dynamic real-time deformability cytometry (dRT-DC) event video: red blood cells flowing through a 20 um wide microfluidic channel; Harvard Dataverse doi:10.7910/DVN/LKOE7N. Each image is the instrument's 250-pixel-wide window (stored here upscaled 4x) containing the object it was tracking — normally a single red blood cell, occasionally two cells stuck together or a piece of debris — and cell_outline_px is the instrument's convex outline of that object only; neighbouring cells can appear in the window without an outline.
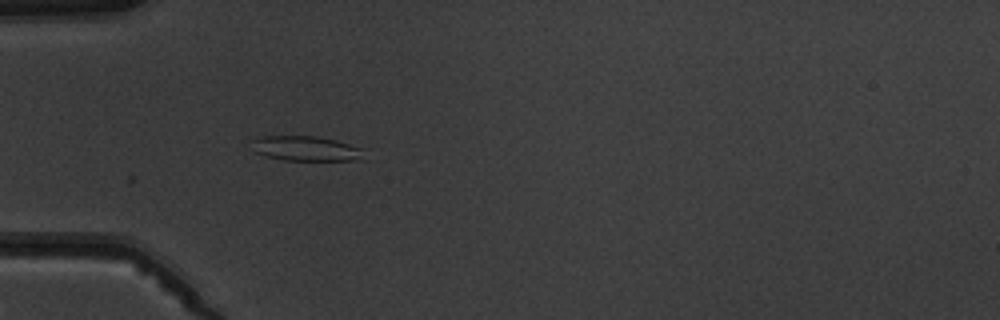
{"species": "common noctule bat (a hibernating species)", "species_latin": "Nyctalus noctula", "temperature_condition": "warm", "stored_images_in_passage": 4, "camera_frame_rate_fps": 3000, "um_per_image_px": 0.085, "animal": {"sex": "male", "body_mass_g": 19.5, "forearm_length_mm": 54.6}, "frame": {"image": 1, "passage_image": 4, "time_ms": 3.667, "image_size_px": [1000, 320], "cell_outline_px": [[360, 148], [352, 160], [284, 160], [264, 156], [252, 152], [252, 140], [264, 136], [316, 136], [336, 140]], "centroid_in_image_um": [25.79, 12.61], "position_along_channel_um": 59.2, "area_um2": 15.72}}